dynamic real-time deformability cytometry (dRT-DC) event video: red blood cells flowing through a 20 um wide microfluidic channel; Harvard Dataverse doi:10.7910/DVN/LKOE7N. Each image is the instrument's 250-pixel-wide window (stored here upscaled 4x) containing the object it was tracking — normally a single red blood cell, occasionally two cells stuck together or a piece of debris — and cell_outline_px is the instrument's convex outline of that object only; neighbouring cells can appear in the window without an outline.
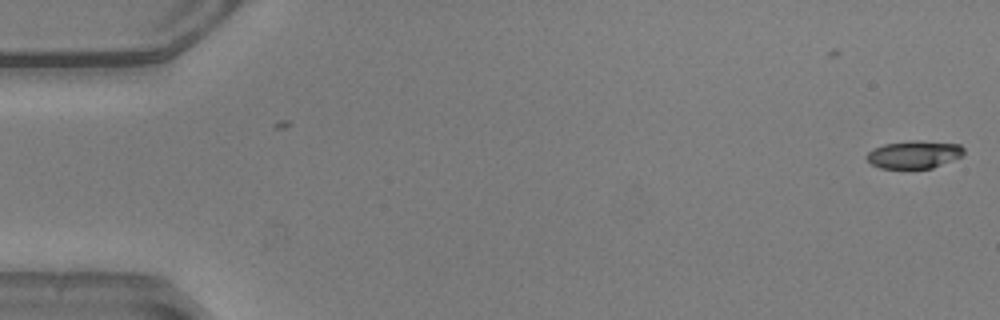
{"species": "common noctule bat (a hibernating species)", "species_latin": "Nyctalus noctula", "temperature_condition": "warm", "stored_images_in_passage": 5, "camera_frame_rate_fps": 3000, "um_per_image_px": 0.085, "animal": {"sex": "male", "body_mass_g": 20.5, "forearm_length_mm": 52.5}, "frame": {"image": 1, "passage_image": 5, "time_ms": 1.333, "image_size_px": [1000, 320], "cell_outline_px": [[964, 152], [960, 156], [952, 160], [932, 168], [880, 168], [872, 164], [864, 156], [868, 152], [884, 144], [912, 140], [916, 140], [960, 144], [964, 148]], "centroid_in_image_um": [77.69, 13.12], "position_along_channel_um": 7.3, "area_um2": 15.55}}